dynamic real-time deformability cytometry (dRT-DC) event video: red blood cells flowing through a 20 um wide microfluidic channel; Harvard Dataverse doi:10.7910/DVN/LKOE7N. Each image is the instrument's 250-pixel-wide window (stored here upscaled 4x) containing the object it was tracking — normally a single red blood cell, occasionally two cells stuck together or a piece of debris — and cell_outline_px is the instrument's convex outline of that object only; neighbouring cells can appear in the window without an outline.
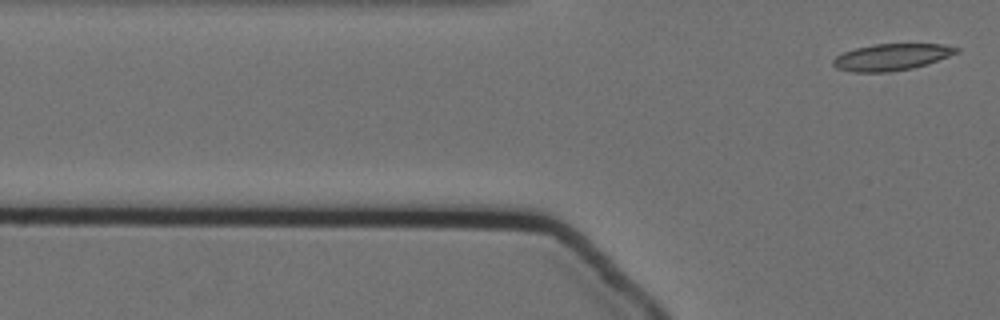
{"species": "Egyptian fruit bat (a non-hibernating species)", "species_latin": "Rousettus aegyptiacus", "temperature_condition": "cold", "stored_images_in_passage": 2, "camera_frame_rate_fps": 3000, "um_per_image_px": 0.085, "animal": {"sex": "female"}, "frame": {"image": 1, "passage_image": 2, "time_ms": 0.333, "image_size_px": [1000, 320], "cell_outline_px": [[960, 52], [928, 64], [912, 68], [888, 72], [852, 72], [836, 68], [832, 64], [832, 60], [836, 56], [844, 52], [856, 48], [872, 44], [944, 44], [960, 48]], "centroid_in_image_um": [75.79, 4.85], "position_along_channel_um": 50.0, "area_um2": 19.25}}